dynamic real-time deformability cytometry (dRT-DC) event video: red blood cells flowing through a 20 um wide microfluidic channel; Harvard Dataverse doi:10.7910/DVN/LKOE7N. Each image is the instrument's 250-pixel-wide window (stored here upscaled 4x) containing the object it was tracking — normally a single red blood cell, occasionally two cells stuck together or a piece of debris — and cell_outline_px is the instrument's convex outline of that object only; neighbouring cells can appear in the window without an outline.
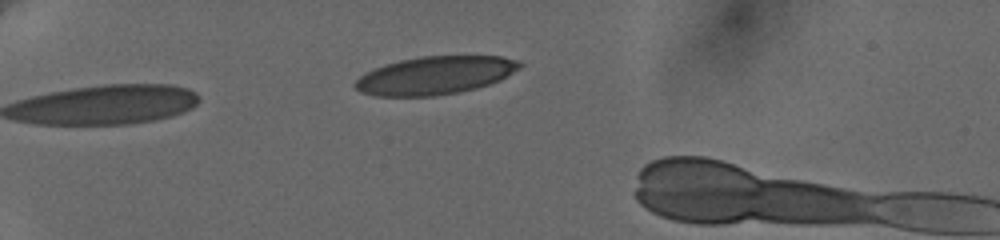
{"species": "human", "species_latin": "Homo sapiens", "temperature_condition": "cold", "stored_images_in_passage": 32, "camera_frame_rate_fps": 3000, "um_per_image_px": 0.085, "donor": {"sex": "female"}, "frame": {"image": 1, "passage_image": 1, "time_ms": 0.0, "image_size_px": [1000, 240], "cell_outline_px": [[524, 64], [520, 68], [500, 80], [476, 88], [460, 92], [432, 96], [372, 96], [360, 92], [352, 84], [364, 72], [384, 64], [400, 60], [420, 56], [504, 56], [520, 60]], "centroid_in_image_um": [36.97, 6.4], "position_along_channel_um": 48.0, "area_um2": 36.82}}
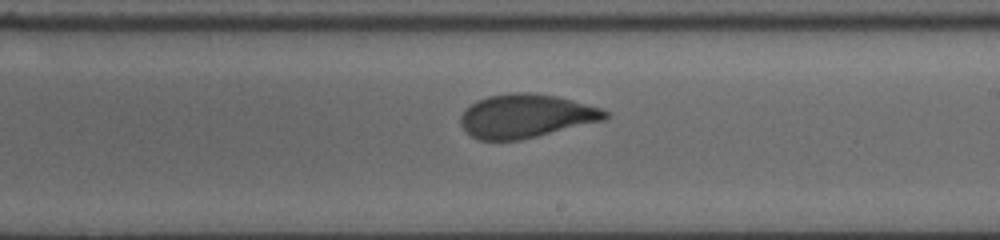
{"frame": {"image": 2, "passage_image": 17, "time_ms": 6.667, "image_size_px": [1000, 240], "cell_outline_px": [[608, 116], [604, 120], [520, 140], [480, 140], [472, 136], [460, 124], [460, 116], [476, 100], [488, 96], [516, 92], [528, 92], [556, 96], [572, 100], [600, 108], [608, 112]], "centroid_in_image_um": [44.7, 9.86], "position_along_channel_um": 244.3, "area_um2": 36.3}}
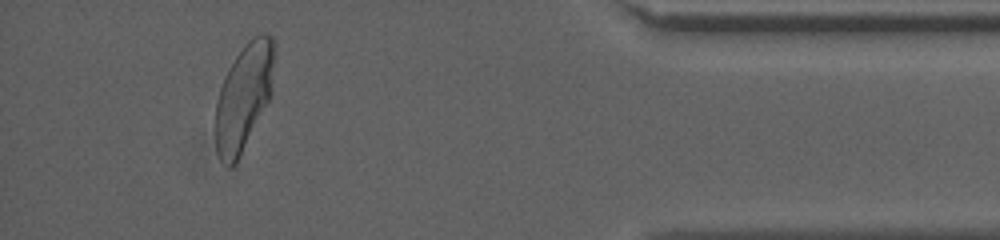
{"frame": {"image": 3, "passage_image": 31, "time_ms": 12.333, "image_size_px": [1000, 240], "cell_outline_px": [[272, 64], [268, 100], [236, 160], [228, 168], [220, 160], [216, 152], [216, 100], [224, 76], [236, 56], [244, 44], [248, 40], [264, 32], [272, 36]], "centroid_in_image_um": [20.65, 8.22], "position_along_channel_um": 414.6, "area_um2": 34.85}}